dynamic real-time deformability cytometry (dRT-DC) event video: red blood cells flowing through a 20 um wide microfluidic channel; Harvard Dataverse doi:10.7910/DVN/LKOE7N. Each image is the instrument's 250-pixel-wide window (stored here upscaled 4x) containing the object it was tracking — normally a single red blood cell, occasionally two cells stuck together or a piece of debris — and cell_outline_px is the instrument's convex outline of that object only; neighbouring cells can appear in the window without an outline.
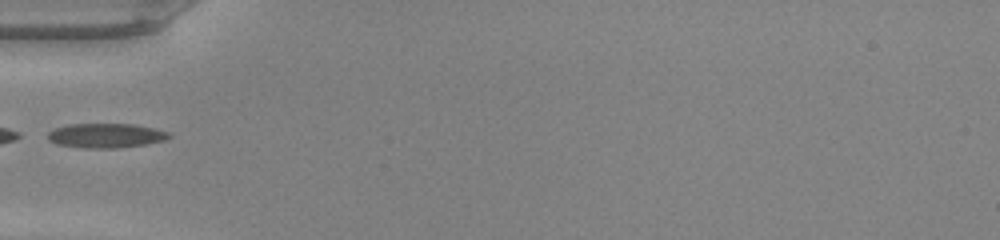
{"species": "common noctule bat (a hibernating species)", "species_latin": "Nyctalus noctula", "temperature_condition": "warm", "stored_images_in_passage": 31, "camera_frame_rate_fps": 3000, "um_per_image_px": 0.085, "animal": {"sex": "male", "body_mass_g": 20.0, "forearm_length_mm": 53.3}, "frame": {"image": 1, "passage_image": 1, "time_ms": 0.0, "image_size_px": [1000, 240], "cell_outline_px": [[172, 136], [164, 140], [144, 144], [116, 148], [84, 148], [56, 144], [48, 140], [48, 132], [56, 128], [68, 124], [132, 124], [172, 132]], "centroid_in_image_um": [9.0, 11.52], "position_along_channel_um": 76.0, "area_um2": 17.22}}